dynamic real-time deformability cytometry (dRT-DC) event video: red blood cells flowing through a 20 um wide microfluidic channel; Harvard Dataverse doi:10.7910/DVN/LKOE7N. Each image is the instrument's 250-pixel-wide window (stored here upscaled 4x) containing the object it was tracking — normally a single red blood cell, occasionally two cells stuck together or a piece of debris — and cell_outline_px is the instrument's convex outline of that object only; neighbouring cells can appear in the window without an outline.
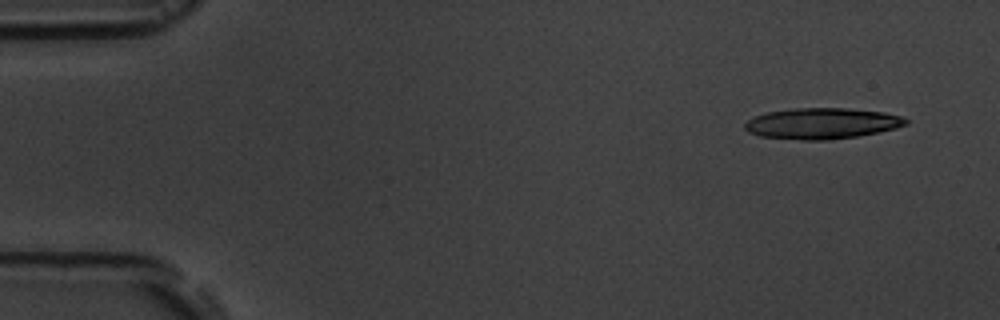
{"species": "common noctule bat (a hibernating species)", "species_latin": "Nyctalus noctula", "temperature_condition": "room temperature", "stored_images_in_passage": 6, "camera_frame_rate_fps": 3000, "um_per_image_px": 0.085, "animal": {"sex": "male", "body_mass_g": 19.5, "forearm_length_mm": 54.6}, "frame": {"image": 1, "passage_image": 1, "time_ms": 0.0, "image_size_px": [1000, 320], "cell_outline_px": [[908, 124], [896, 128], [856, 136], [828, 140], [804, 140], [760, 136], [748, 132], [744, 128], [744, 124], [748, 120], [756, 116], [768, 112], [796, 108], [848, 108], [884, 112], [900, 116], [908, 120]], "centroid_in_image_um": [69.86, 10.49], "position_along_channel_um": 15.1, "area_um2": 28.84}}